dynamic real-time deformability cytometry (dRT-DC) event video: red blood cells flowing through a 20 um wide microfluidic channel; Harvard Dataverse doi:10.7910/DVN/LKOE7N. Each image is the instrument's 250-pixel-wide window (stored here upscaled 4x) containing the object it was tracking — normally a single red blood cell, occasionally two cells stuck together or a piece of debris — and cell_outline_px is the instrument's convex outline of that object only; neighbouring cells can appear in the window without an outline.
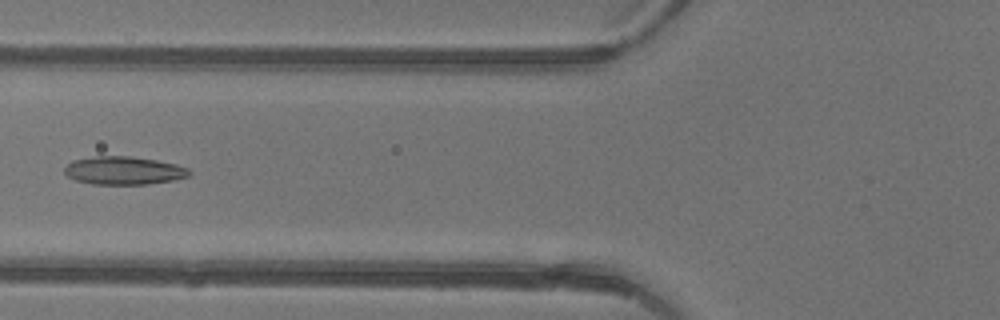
{"species": "common noctule bat (a hibernating species)", "species_latin": "Nyctalus noctula", "temperature_condition": "warm", "stored_images_in_passage": 39, "camera_frame_rate_fps": 3000, "um_per_image_px": 0.085, "animal": {"sex": "female"}, "frame": {"image": 1, "passage_image": 11, "time_ms": 3.333, "image_size_px": [1000, 320], "cell_outline_px": [[192, 172], [188, 176], [172, 180], [144, 184], [92, 184], [76, 180], [68, 176], [64, 172], [64, 168], [72, 160], [96, 156], [132, 156], [156, 160], [176, 164], [188, 168]], "centroid_in_image_um": [10.51, 14.49], "position_along_channel_um": 115.3, "area_um2": 20.35}}
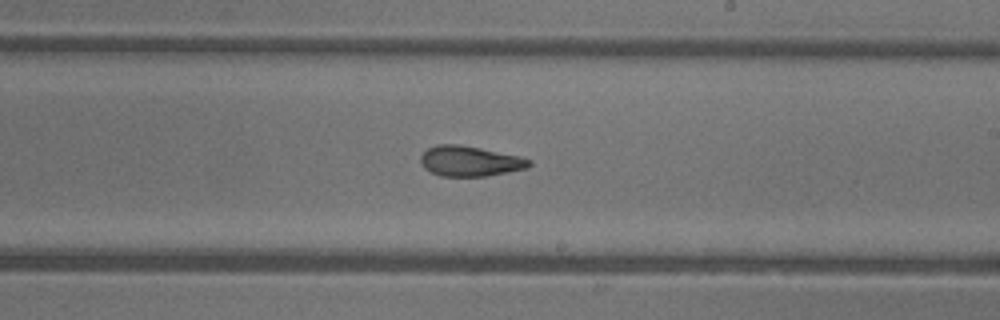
{"frame": {"image": 2, "passage_image": 20, "time_ms": 6.333, "image_size_px": [1000, 320], "cell_outline_px": [[532, 164], [528, 168], [488, 176], [440, 176], [424, 168], [420, 160], [420, 156], [428, 148], [436, 144], [460, 144], [520, 156], [532, 160]], "centroid_in_image_um": [39.96, 13.69], "position_along_channel_um": 249.0, "area_um2": 19.25}}
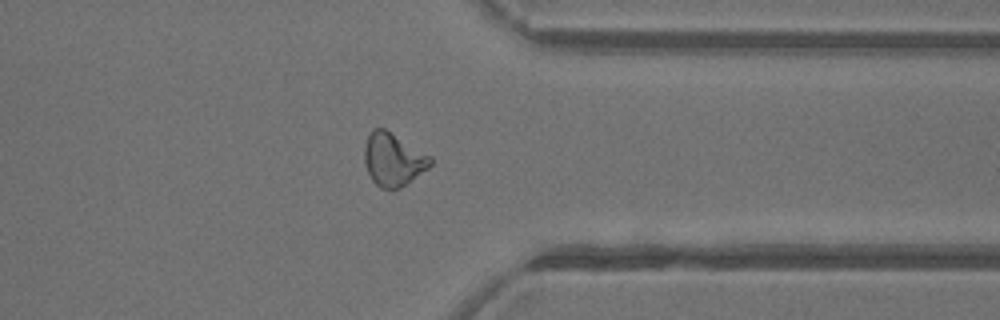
{"frame": {"image": 3, "passage_image": 29, "time_ms": 9.333, "image_size_px": [1000, 320], "cell_outline_px": [[432, 164], [428, 168], [412, 180], [400, 188], [380, 188], [372, 180], [364, 164], [364, 148], [368, 136], [372, 128], [384, 128], [432, 156]], "centroid_in_image_um": [33.42, 13.55], "position_along_channel_um": 378.0, "area_um2": 20.35}, "authors_computed_cell_mechanics": {"area_um2": 20.0566, "velocity_mm_per_s": 4.4564, "shape_relaxation_time_tau1_ms": null, "shape_relaxation_time_tau2_ms": 2.1481, "deformation_change_tau1": null, "deformation_change_tau2": 0.1055}}